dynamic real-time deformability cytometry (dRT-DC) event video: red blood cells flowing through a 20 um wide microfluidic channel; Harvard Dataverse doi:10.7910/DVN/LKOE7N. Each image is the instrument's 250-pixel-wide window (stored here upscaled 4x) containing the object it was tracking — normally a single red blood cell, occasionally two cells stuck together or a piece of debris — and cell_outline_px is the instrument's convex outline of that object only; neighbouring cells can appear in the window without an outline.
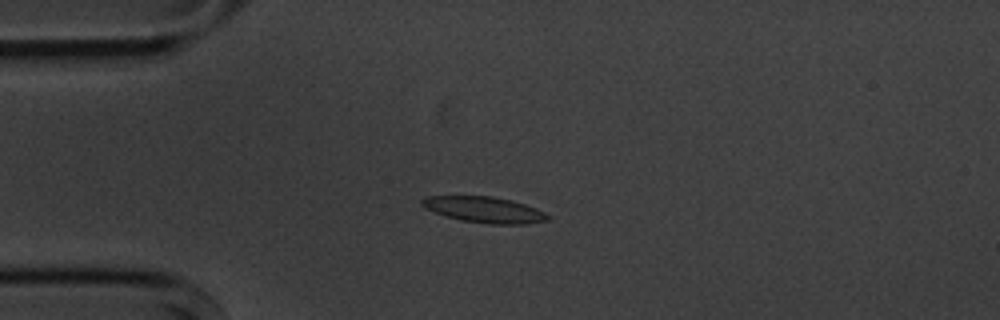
{"species": "common noctule bat (a hibernating species)", "species_latin": "Nyctalus noctula", "temperature_condition": "cold", "stored_images_in_passage": 7, "camera_frame_rate_fps": 3000, "um_per_image_px": 0.085, "animal": {"sex": "male", "body_mass_g": 20.1, "forearm_length_mm": 53.5}, "frame": {"image": 1, "passage_image": 1, "time_ms": 0.0, "image_size_px": [1000, 320], "cell_outline_px": [[552, 216], [548, 220], [528, 224], [492, 224], [460, 220], [424, 208], [420, 204], [420, 200], [424, 196], [492, 196], [512, 200], [536, 208]], "centroid_in_image_um": [41.18, 17.82], "position_along_channel_um": 43.8, "area_um2": 19.07}}
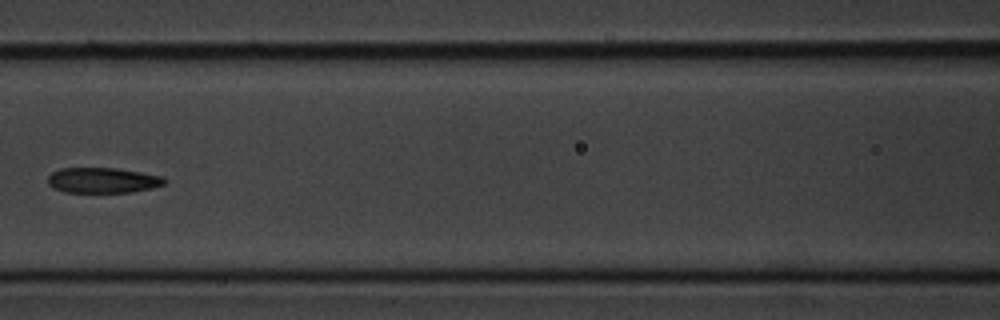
{"frame": {"image": 2, "passage_image": 4, "time_ms": 3.667, "image_size_px": [1000, 320], "cell_outline_px": [[168, 180], [164, 184], [152, 188], [132, 192], [64, 192], [52, 188], [48, 184], [48, 176], [52, 172], [60, 168], [116, 168], [164, 176]], "centroid_in_image_um": [8.74, 15.32], "position_along_channel_um": 157.9, "area_um2": 17.4}}
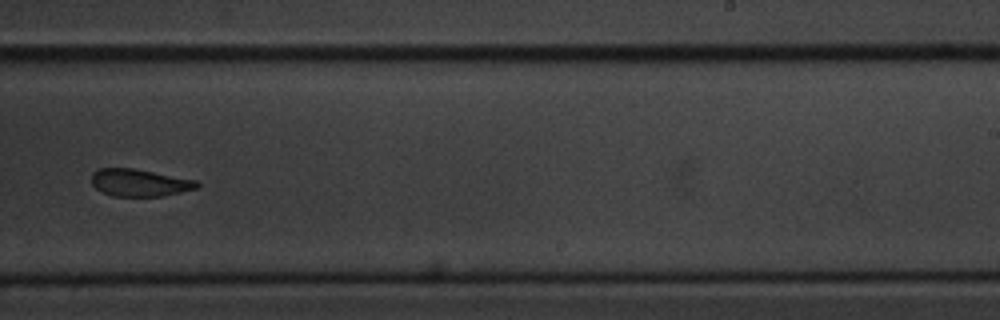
{"frame": {"image": 3, "passage_image": 7, "time_ms": 7.0, "image_size_px": [1000, 320], "cell_outline_px": [[200, 184], [196, 188], [180, 192], [160, 196], [112, 196], [100, 192], [92, 184], [92, 172], [100, 168], [132, 168], [196, 180]], "centroid_in_image_um": [11.81, 15.53], "position_along_channel_um": 277.2, "area_um2": 16.65}}